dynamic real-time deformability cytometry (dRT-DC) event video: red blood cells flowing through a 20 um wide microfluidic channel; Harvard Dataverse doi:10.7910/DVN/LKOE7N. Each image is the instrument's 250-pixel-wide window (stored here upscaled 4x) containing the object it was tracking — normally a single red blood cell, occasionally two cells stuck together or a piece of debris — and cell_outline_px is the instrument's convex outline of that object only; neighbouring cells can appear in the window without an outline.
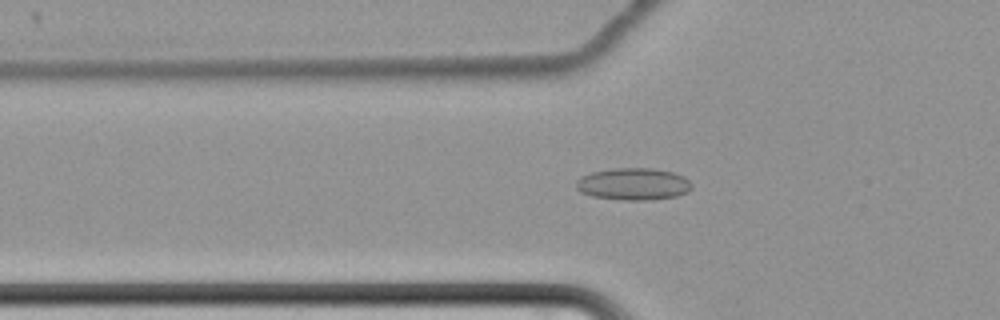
{"species": "common noctule bat (a hibernating species)", "species_latin": "Nyctalus noctula", "temperature_condition": "cold", "stored_images_in_passage": 65, "camera_frame_rate_fps": 3000, "um_per_image_px": 0.085, "animal": {"sex": "female", "body_mass_g": 22.7, "forearm_length_mm": 54.2}, "frame": {"image": 1, "passage_image": 26, "time_ms": 8.333, "image_size_px": [1000, 320], "cell_outline_px": [[692, 188], [688, 192], [676, 196], [648, 200], [624, 200], [592, 196], [580, 192], [576, 188], [576, 180], [580, 176], [592, 172], [612, 168], [652, 168], [672, 172], [684, 176], [692, 184]], "centroid_in_image_um": [53.82, 15.64], "position_along_channel_um": 72.0, "area_um2": 21.73}}
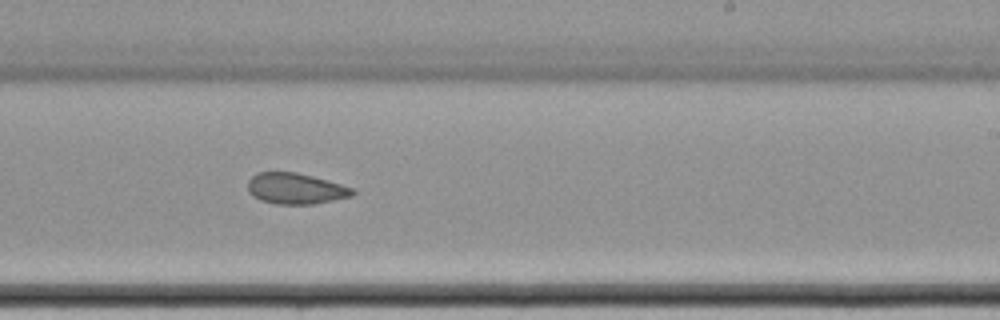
{"frame": {"image": 2, "passage_image": 43, "time_ms": 14.0, "image_size_px": [1000, 320], "cell_outline_px": [[356, 192], [352, 196], [312, 204], [276, 204], [260, 200], [252, 196], [248, 192], [248, 180], [256, 172], [296, 172], [312, 176], [340, 184], [352, 188]], "centroid_in_image_um": [25.08, 16.03], "position_along_channel_um": 263.9, "area_um2": 18.84}}
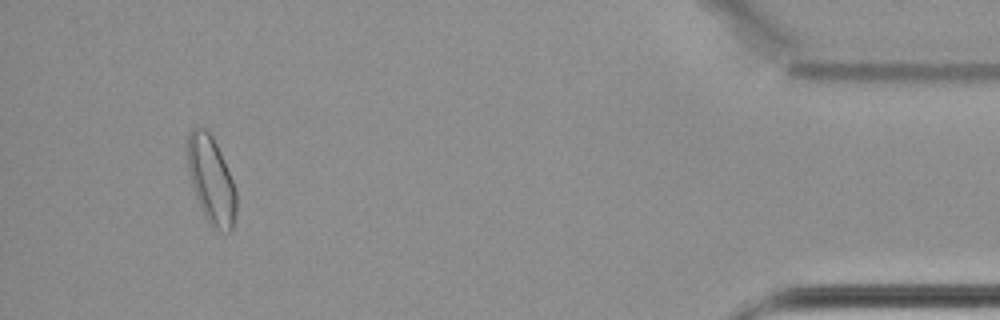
{"frame": {"image": 3, "passage_image": 62, "time_ms": 20.333, "image_size_px": [1000, 320], "cell_outline_px": [[236, 212], [232, 228], [228, 232], [216, 228], [208, 224], [204, 216], [196, 196], [188, 172], [188, 132], [192, 128], [204, 128], [212, 136], [220, 152], [236, 188]], "centroid_in_image_um": [17.96, 15.32], "position_along_channel_um": 417.2, "area_um2": 24.45}, "authors_computed_cell_mechanics": {"area_um2": 21.1548, "velocity_mm_per_s": 3.4317, "shape_relaxation_time_tau1_ms": null, "shape_relaxation_time_tau2_ms": 5.448, "deformation_change_tau1": null, "deformation_change_tau2": 0.1041}}